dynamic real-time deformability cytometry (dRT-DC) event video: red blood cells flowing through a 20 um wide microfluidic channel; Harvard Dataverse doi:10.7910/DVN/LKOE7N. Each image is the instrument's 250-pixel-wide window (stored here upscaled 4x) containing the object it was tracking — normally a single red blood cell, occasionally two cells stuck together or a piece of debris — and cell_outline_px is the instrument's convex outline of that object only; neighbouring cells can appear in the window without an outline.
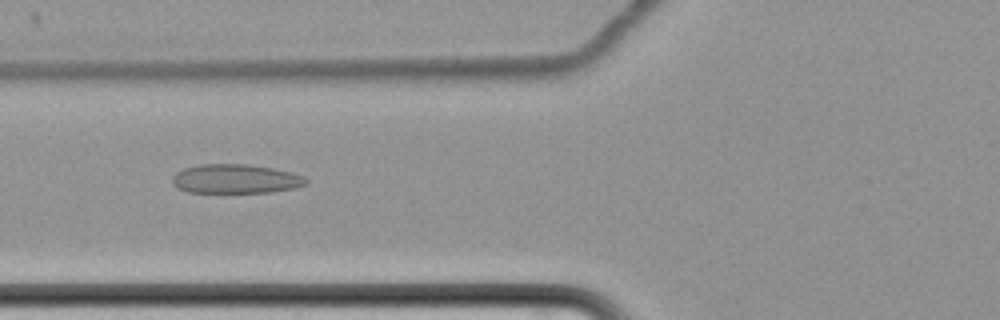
{"species": "common noctule bat (a hibernating species)", "species_latin": "Nyctalus noctula", "temperature_condition": "cold", "stored_images_in_passage": 45, "camera_frame_rate_fps": 3000, "um_per_image_px": 0.085, "animal": {"sex": "female", "body_mass_g": 22.7, "forearm_length_mm": 54.2}, "frame": {"image": 1, "passage_image": 11, "time_ms": 3.333, "image_size_px": [1000, 320], "cell_outline_px": [[308, 184], [292, 188], [272, 192], [188, 192], [172, 184], [172, 176], [176, 172], [184, 168], [200, 164], [248, 164], [272, 168], [292, 172], [304, 176], [308, 180]], "centroid_in_image_um": [20.03, 15.19], "position_along_channel_um": 105.8, "area_um2": 22.72}}
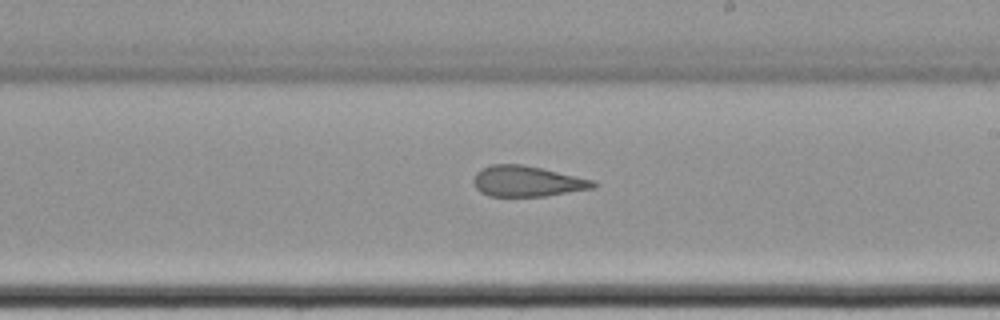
{"frame": {"image": 2, "passage_image": 23, "time_ms": 7.333, "image_size_px": [1000, 320], "cell_outline_px": [[596, 188], [544, 196], [488, 196], [480, 192], [476, 188], [472, 180], [476, 172], [492, 164], [520, 164], [540, 168], [596, 180]], "centroid_in_image_um": [44.81, 15.41], "position_along_channel_um": 244.2, "area_um2": 21.39}}
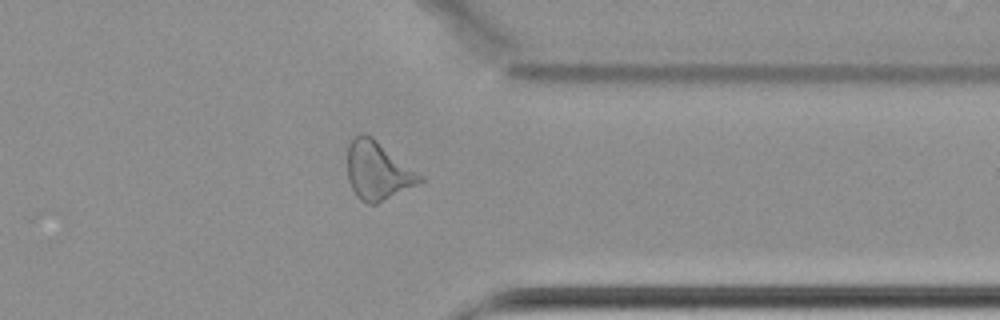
{"frame": {"image": 3, "passage_image": 35, "time_ms": 11.333, "image_size_px": [1000, 320], "cell_outline_px": [[424, 180], [376, 204], [368, 204], [360, 200], [356, 196], [348, 180], [348, 144], [352, 136], [360, 132], [364, 132], [372, 136], [424, 176]], "centroid_in_image_um": [32.08, 14.47], "position_along_channel_um": 379.3, "area_um2": 24.68}}